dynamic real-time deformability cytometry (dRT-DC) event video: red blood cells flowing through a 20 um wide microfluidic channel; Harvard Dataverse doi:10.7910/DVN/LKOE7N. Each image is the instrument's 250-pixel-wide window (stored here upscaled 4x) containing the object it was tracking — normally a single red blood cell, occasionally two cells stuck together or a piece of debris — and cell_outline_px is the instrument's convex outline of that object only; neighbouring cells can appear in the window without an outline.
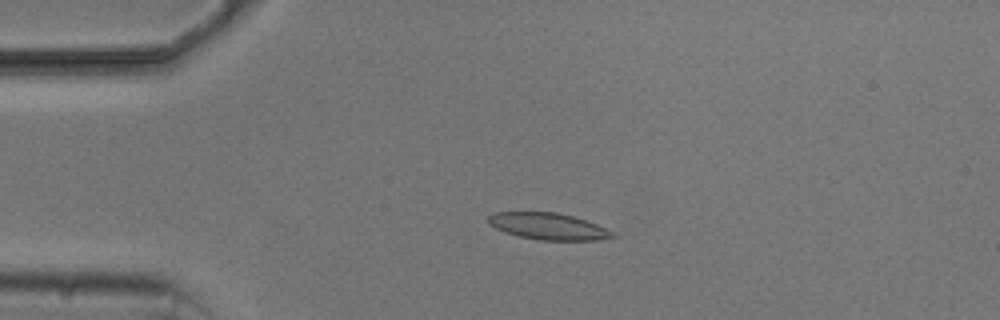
{"species": "common noctule bat (a hibernating species)", "species_latin": "Nyctalus noctula", "temperature_condition": "cold", "stored_images_in_passage": 4, "camera_frame_rate_fps": 3000, "um_per_image_px": 0.085, "animal": {"sex": "male", "body_mass_g": 20.5, "forearm_length_mm": 52.5}, "frame": {"image": 1, "passage_image": 4, "time_ms": 3.333, "image_size_px": [1000, 320], "cell_outline_px": [[616, 236], [596, 240], [540, 240], [520, 236], [504, 232], [488, 224], [488, 216], [496, 212], [556, 212], [572, 216], [596, 224], [616, 232]], "centroid_in_image_um": [46.6, 19.23], "position_along_channel_um": 38.4, "area_um2": 19.19}}